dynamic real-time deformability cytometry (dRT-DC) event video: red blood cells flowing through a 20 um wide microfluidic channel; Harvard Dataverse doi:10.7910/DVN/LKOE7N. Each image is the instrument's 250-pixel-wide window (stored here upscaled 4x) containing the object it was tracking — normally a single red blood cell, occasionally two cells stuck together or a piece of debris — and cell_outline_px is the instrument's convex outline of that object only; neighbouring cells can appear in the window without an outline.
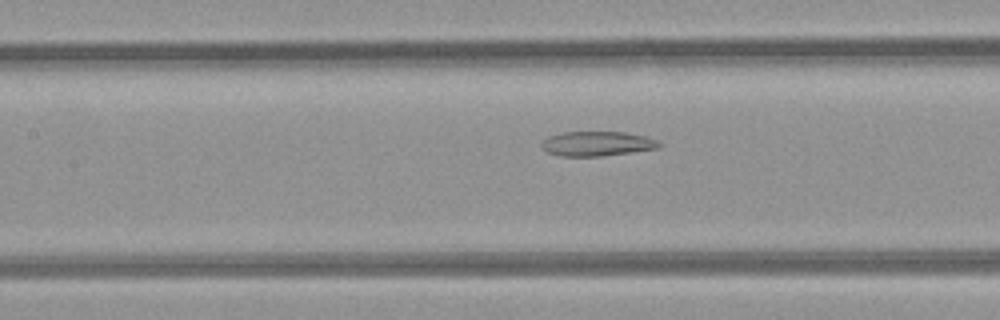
{"species": "common noctule bat (a hibernating species)", "species_latin": "Nyctalus noctula", "temperature_condition": "room temperature", "stored_images_in_passage": 33, "camera_frame_rate_fps": 3000, "um_per_image_px": 0.085, "animal": {"sex": "female", "body_mass_g": 21.9}, "frame": {"image": 1, "passage_image": 7, "time_ms": 2.0, "image_size_px": [1000, 320], "cell_outline_px": [[664, 144], [656, 148], [600, 156], [560, 156], [548, 152], [540, 144], [548, 136], [564, 132], [624, 132], [644, 136], [656, 140]], "centroid_in_image_um": [50.73, 12.21], "position_along_channel_um": 156.7, "area_um2": 16.59}}
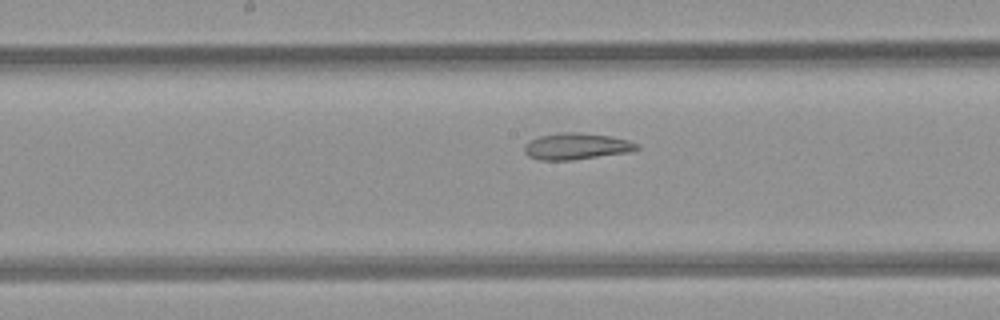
{"frame": {"image": 2, "passage_image": 10, "time_ms": 3.0, "image_size_px": [1000, 320], "cell_outline_px": [[640, 148], [628, 152], [572, 160], [540, 160], [528, 156], [524, 152], [524, 144], [528, 140], [540, 136], [560, 132], [580, 132], [608, 136], [628, 140], [640, 144]], "centroid_in_image_um": [48.96, 12.43], "position_along_channel_um": 199.2, "area_um2": 17.4}}
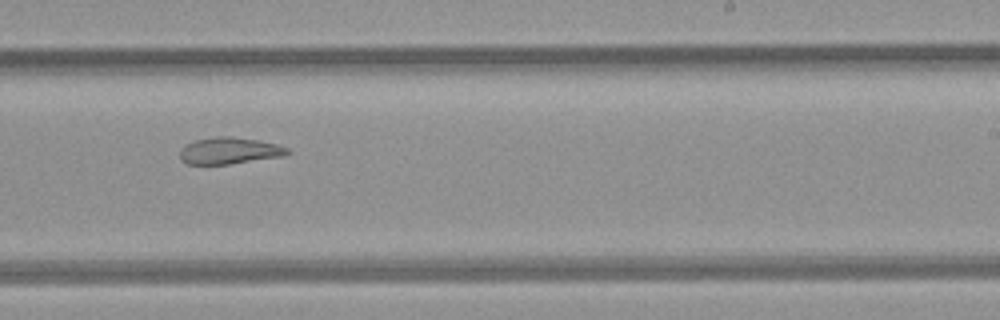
{"frame": {"image": 3, "passage_image": 15, "time_ms": 4.667, "image_size_px": [1000, 320], "cell_outline_px": [[292, 152], [284, 156], [228, 164], [188, 164], [180, 160], [180, 152], [188, 144], [196, 140], [216, 136], [232, 136], [260, 140], [276, 144], [288, 148]], "centroid_in_image_um": [19.54, 12.81], "position_along_channel_um": 269.5, "area_um2": 16.65}, "authors_computed_cell_mechanics": {"area_um2": 16.5886, "velocity_mm_per_s": 4.2474, "shape_relaxation_time_tau1_ms": null, "shape_relaxation_time_tau2_ms": 2.583, "deformation_change_tau1": null, "deformation_change_tau2": 0.094}}